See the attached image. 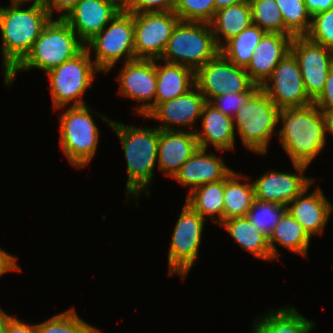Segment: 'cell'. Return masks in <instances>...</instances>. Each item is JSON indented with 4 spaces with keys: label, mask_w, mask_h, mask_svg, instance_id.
Instances as JSON below:
<instances>
[{
    "label": "cell",
    "mask_w": 333,
    "mask_h": 333,
    "mask_svg": "<svg viewBox=\"0 0 333 333\" xmlns=\"http://www.w3.org/2000/svg\"><path fill=\"white\" fill-rule=\"evenodd\" d=\"M279 108H301L313 104L307 95L298 60L290 51L260 87Z\"/></svg>",
    "instance_id": "obj_13"
},
{
    "label": "cell",
    "mask_w": 333,
    "mask_h": 333,
    "mask_svg": "<svg viewBox=\"0 0 333 333\" xmlns=\"http://www.w3.org/2000/svg\"><path fill=\"white\" fill-rule=\"evenodd\" d=\"M305 36L333 50V8L313 15L310 30Z\"/></svg>",
    "instance_id": "obj_37"
},
{
    "label": "cell",
    "mask_w": 333,
    "mask_h": 333,
    "mask_svg": "<svg viewBox=\"0 0 333 333\" xmlns=\"http://www.w3.org/2000/svg\"><path fill=\"white\" fill-rule=\"evenodd\" d=\"M292 164L297 171L296 174L269 170L252 181L255 199L287 207L296 196L312 186L315 179L303 176L309 166L300 163Z\"/></svg>",
    "instance_id": "obj_16"
},
{
    "label": "cell",
    "mask_w": 333,
    "mask_h": 333,
    "mask_svg": "<svg viewBox=\"0 0 333 333\" xmlns=\"http://www.w3.org/2000/svg\"><path fill=\"white\" fill-rule=\"evenodd\" d=\"M260 87L255 85L248 93H225L223 95L215 97L210 103H212L218 110L224 115L234 118L240 107H243L247 100L259 89Z\"/></svg>",
    "instance_id": "obj_38"
},
{
    "label": "cell",
    "mask_w": 333,
    "mask_h": 333,
    "mask_svg": "<svg viewBox=\"0 0 333 333\" xmlns=\"http://www.w3.org/2000/svg\"><path fill=\"white\" fill-rule=\"evenodd\" d=\"M176 0H129L123 8L133 14L154 11H174Z\"/></svg>",
    "instance_id": "obj_39"
},
{
    "label": "cell",
    "mask_w": 333,
    "mask_h": 333,
    "mask_svg": "<svg viewBox=\"0 0 333 333\" xmlns=\"http://www.w3.org/2000/svg\"><path fill=\"white\" fill-rule=\"evenodd\" d=\"M251 24V7L248 0L216 10L210 22L219 49Z\"/></svg>",
    "instance_id": "obj_26"
},
{
    "label": "cell",
    "mask_w": 333,
    "mask_h": 333,
    "mask_svg": "<svg viewBox=\"0 0 333 333\" xmlns=\"http://www.w3.org/2000/svg\"><path fill=\"white\" fill-rule=\"evenodd\" d=\"M75 311L72 308L38 323V333H101L99 329L80 318Z\"/></svg>",
    "instance_id": "obj_33"
},
{
    "label": "cell",
    "mask_w": 333,
    "mask_h": 333,
    "mask_svg": "<svg viewBox=\"0 0 333 333\" xmlns=\"http://www.w3.org/2000/svg\"><path fill=\"white\" fill-rule=\"evenodd\" d=\"M252 23L266 33L292 34L284 25L281 11L275 0H248Z\"/></svg>",
    "instance_id": "obj_32"
},
{
    "label": "cell",
    "mask_w": 333,
    "mask_h": 333,
    "mask_svg": "<svg viewBox=\"0 0 333 333\" xmlns=\"http://www.w3.org/2000/svg\"><path fill=\"white\" fill-rule=\"evenodd\" d=\"M21 5L24 3L11 0L10 6H0L4 78L31 51L34 42L51 19L46 7L32 4L27 9H21Z\"/></svg>",
    "instance_id": "obj_2"
},
{
    "label": "cell",
    "mask_w": 333,
    "mask_h": 333,
    "mask_svg": "<svg viewBox=\"0 0 333 333\" xmlns=\"http://www.w3.org/2000/svg\"><path fill=\"white\" fill-rule=\"evenodd\" d=\"M232 172L221 157L208 153L207 149L198 148L172 179L190 186L192 191L203 184L226 179Z\"/></svg>",
    "instance_id": "obj_22"
},
{
    "label": "cell",
    "mask_w": 333,
    "mask_h": 333,
    "mask_svg": "<svg viewBox=\"0 0 333 333\" xmlns=\"http://www.w3.org/2000/svg\"><path fill=\"white\" fill-rule=\"evenodd\" d=\"M84 48L85 43L64 19L51 18L34 42L31 51L4 78V83L10 86L17 73L34 68L48 73L78 55Z\"/></svg>",
    "instance_id": "obj_4"
},
{
    "label": "cell",
    "mask_w": 333,
    "mask_h": 333,
    "mask_svg": "<svg viewBox=\"0 0 333 333\" xmlns=\"http://www.w3.org/2000/svg\"><path fill=\"white\" fill-rule=\"evenodd\" d=\"M17 258L0 248V262H18Z\"/></svg>",
    "instance_id": "obj_48"
},
{
    "label": "cell",
    "mask_w": 333,
    "mask_h": 333,
    "mask_svg": "<svg viewBox=\"0 0 333 333\" xmlns=\"http://www.w3.org/2000/svg\"><path fill=\"white\" fill-rule=\"evenodd\" d=\"M205 220L187 203L183 205L171 238L168 275L179 274L181 280H185L194 262L199 258Z\"/></svg>",
    "instance_id": "obj_10"
},
{
    "label": "cell",
    "mask_w": 333,
    "mask_h": 333,
    "mask_svg": "<svg viewBox=\"0 0 333 333\" xmlns=\"http://www.w3.org/2000/svg\"><path fill=\"white\" fill-rule=\"evenodd\" d=\"M278 139L292 163L309 166L326 145L323 111L314 103L301 108L280 109Z\"/></svg>",
    "instance_id": "obj_3"
},
{
    "label": "cell",
    "mask_w": 333,
    "mask_h": 333,
    "mask_svg": "<svg viewBox=\"0 0 333 333\" xmlns=\"http://www.w3.org/2000/svg\"><path fill=\"white\" fill-rule=\"evenodd\" d=\"M85 48L93 50L97 68L107 73L118 60H135L134 14L122 9L99 33L85 43Z\"/></svg>",
    "instance_id": "obj_9"
},
{
    "label": "cell",
    "mask_w": 333,
    "mask_h": 333,
    "mask_svg": "<svg viewBox=\"0 0 333 333\" xmlns=\"http://www.w3.org/2000/svg\"><path fill=\"white\" fill-rule=\"evenodd\" d=\"M195 86L206 102L225 93H248L255 84L243 67L236 66L220 52L195 71Z\"/></svg>",
    "instance_id": "obj_11"
},
{
    "label": "cell",
    "mask_w": 333,
    "mask_h": 333,
    "mask_svg": "<svg viewBox=\"0 0 333 333\" xmlns=\"http://www.w3.org/2000/svg\"><path fill=\"white\" fill-rule=\"evenodd\" d=\"M219 52L210 23L180 21L157 61L184 65L196 71Z\"/></svg>",
    "instance_id": "obj_5"
},
{
    "label": "cell",
    "mask_w": 333,
    "mask_h": 333,
    "mask_svg": "<svg viewBox=\"0 0 333 333\" xmlns=\"http://www.w3.org/2000/svg\"><path fill=\"white\" fill-rule=\"evenodd\" d=\"M79 1L80 0H51L46 9L48 10L51 18H53V11L55 10L56 12H59L57 18L63 19Z\"/></svg>",
    "instance_id": "obj_41"
},
{
    "label": "cell",
    "mask_w": 333,
    "mask_h": 333,
    "mask_svg": "<svg viewBox=\"0 0 333 333\" xmlns=\"http://www.w3.org/2000/svg\"><path fill=\"white\" fill-rule=\"evenodd\" d=\"M307 10L313 16L333 8V0H304Z\"/></svg>",
    "instance_id": "obj_43"
},
{
    "label": "cell",
    "mask_w": 333,
    "mask_h": 333,
    "mask_svg": "<svg viewBox=\"0 0 333 333\" xmlns=\"http://www.w3.org/2000/svg\"><path fill=\"white\" fill-rule=\"evenodd\" d=\"M181 20L173 11L134 14L136 59H160L173 30Z\"/></svg>",
    "instance_id": "obj_12"
},
{
    "label": "cell",
    "mask_w": 333,
    "mask_h": 333,
    "mask_svg": "<svg viewBox=\"0 0 333 333\" xmlns=\"http://www.w3.org/2000/svg\"><path fill=\"white\" fill-rule=\"evenodd\" d=\"M325 117L326 133L333 136V112H323Z\"/></svg>",
    "instance_id": "obj_47"
},
{
    "label": "cell",
    "mask_w": 333,
    "mask_h": 333,
    "mask_svg": "<svg viewBox=\"0 0 333 333\" xmlns=\"http://www.w3.org/2000/svg\"><path fill=\"white\" fill-rule=\"evenodd\" d=\"M220 225L240 245V248L264 261H274L268 237L257 229L246 216L224 220Z\"/></svg>",
    "instance_id": "obj_28"
},
{
    "label": "cell",
    "mask_w": 333,
    "mask_h": 333,
    "mask_svg": "<svg viewBox=\"0 0 333 333\" xmlns=\"http://www.w3.org/2000/svg\"><path fill=\"white\" fill-rule=\"evenodd\" d=\"M12 317L0 308V333H6L8 323Z\"/></svg>",
    "instance_id": "obj_45"
},
{
    "label": "cell",
    "mask_w": 333,
    "mask_h": 333,
    "mask_svg": "<svg viewBox=\"0 0 333 333\" xmlns=\"http://www.w3.org/2000/svg\"><path fill=\"white\" fill-rule=\"evenodd\" d=\"M206 103L204 95L194 86L188 92L170 101L158 104L145 118L162 121L157 126L160 130H189L193 129L197 119H201L203 105ZM173 125L188 127L176 128ZM192 127V128H191Z\"/></svg>",
    "instance_id": "obj_17"
},
{
    "label": "cell",
    "mask_w": 333,
    "mask_h": 333,
    "mask_svg": "<svg viewBox=\"0 0 333 333\" xmlns=\"http://www.w3.org/2000/svg\"><path fill=\"white\" fill-rule=\"evenodd\" d=\"M114 1H116L120 6L124 8L129 0H114Z\"/></svg>",
    "instance_id": "obj_50"
},
{
    "label": "cell",
    "mask_w": 333,
    "mask_h": 333,
    "mask_svg": "<svg viewBox=\"0 0 333 333\" xmlns=\"http://www.w3.org/2000/svg\"><path fill=\"white\" fill-rule=\"evenodd\" d=\"M293 34L266 33L245 68L251 81L261 87L290 52Z\"/></svg>",
    "instance_id": "obj_19"
},
{
    "label": "cell",
    "mask_w": 333,
    "mask_h": 333,
    "mask_svg": "<svg viewBox=\"0 0 333 333\" xmlns=\"http://www.w3.org/2000/svg\"><path fill=\"white\" fill-rule=\"evenodd\" d=\"M6 333H38L37 323L28 324L25 321L12 317L8 323Z\"/></svg>",
    "instance_id": "obj_42"
},
{
    "label": "cell",
    "mask_w": 333,
    "mask_h": 333,
    "mask_svg": "<svg viewBox=\"0 0 333 333\" xmlns=\"http://www.w3.org/2000/svg\"><path fill=\"white\" fill-rule=\"evenodd\" d=\"M290 51L298 60L307 95L314 102L322 93L328 72L333 67V50L306 36H294Z\"/></svg>",
    "instance_id": "obj_15"
},
{
    "label": "cell",
    "mask_w": 333,
    "mask_h": 333,
    "mask_svg": "<svg viewBox=\"0 0 333 333\" xmlns=\"http://www.w3.org/2000/svg\"><path fill=\"white\" fill-rule=\"evenodd\" d=\"M313 103L323 112H333V67L328 72L322 93Z\"/></svg>",
    "instance_id": "obj_40"
},
{
    "label": "cell",
    "mask_w": 333,
    "mask_h": 333,
    "mask_svg": "<svg viewBox=\"0 0 333 333\" xmlns=\"http://www.w3.org/2000/svg\"><path fill=\"white\" fill-rule=\"evenodd\" d=\"M246 179L249 178L235 171L224 179V220L246 216L252 207L254 188L252 180L244 183Z\"/></svg>",
    "instance_id": "obj_30"
},
{
    "label": "cell",
    "mask_w": 333,
    "mask_h": 333,
    "mask_svg": "<svg viewBox=\"0 0 333 333\" xmlns=\"http://www.w3.org/2000/svg\"><path fill=\"white\" fill-rule=\"evenodd\" d=\"M173 12L184 22L210 23L216 8L214 0H176Z\"/></svg>",
    "instance_id": "obj_36"
},
{
    "label": "cell",
    "mask_w": 333,
    "mask_h": 333,
    "mask_svg": "<svg viewBox=\"0 0 333 333\" xmlns=\"http://www.w3.org/2000/svg\"><path fill=\"white\" fill-rule=\"evenodd\" d=\"M185 203L204 219L211 216L210 220L220 225L224 221V179L193 189Z\"/></svg>",
    "instance_id": "obj_29"
},
{
    "label": "cell",
    "mask_w": 333,
    "mask_h": 333,
    "mask_svg": "<svg viewBox=\"0 0 333 333\" xmlns=\"http://www.w3.org/2000/svg\"><path fill=\"white\" fill-rule=\"evenodd\" d=\"M199 148L196 135L189 130H160L158 169L173 178L185 161Z\"/></svg>",
    "instance_id": "obj_20"
},
{
    "label": "cell",
    "mask_w": 333,
    "mask_h": 333,
    "mask_svg": "<svg viewBox=\"0 0 333 333\" xmlns=\"http://www.w3.org/2000/svg\"><path fill=\"white\" fill-rule=\"evenodd\" d=\"M244 0H214L216 10H220L222 8H226L228 6L237 4Z\"/></svg>",
    "instance_id": "obj_46"
},
{
    "label": "cell",
    "mask_w": 333,
    "mask_h": 333,
    "mask_svg": "<svg viewBox=\"0 0 333 333\" xmlns=\"http://www.w3.org/2000/svg\"><path fill=\"white\" fill-rule=\"evenodd\" d=\"M279 112L280 109L259 88L233 118L234 130L237 128L242 144L253 153L267 154L269 140L279 123Z\"/></svg>",
    "instance_id": "obj_6"
},
{
    "label": "cell",
    "mask_w": 333,
    "mask_h": 333,
    "mask_svg": "<svg viewBox=\"0 0 333 333\" xmlns=\"http://www.w3.org/2000/svg\"><path fill=\"white\" fill-rule=\"evenodd\" d=\"M281 11L285 27L294 36H305L311 27L312 15L304 0H275Z\"/></svg>",
    "instance_id": "obj_34"
},
{
    "label": "cell",
    "mask_w": 333,
    "mask_h": 333,
    "mask_svg": "<svg viewBox=\"0 0 333 333\" xmlns=\"http://www.w3.org/2000/svg\"><path fill=\"white\" fill-rule=\"evenodd\" d=\"M200 118L203 129L194 131L199 148L207 149L212 145L218 151L234 149L236 133L233 118L224 115L210 102L203 105Z\"/></svg>",
    "instance_id": "obj_23"
},
{
    "label": "cell",
    "mask_w": 333,
    "mask_h": 333,
    "mask_svg": "<svg viewBox=\"0 0 333 333\" xmlns=\"http://www.w3.org/2000/svg\"><path fill=\"white\" fill-rule=\"evenodd\" d=\"M256 318L258 321L254 319L251 333H310L315 327L312 320L287 305Z\"/></svg>",
    "instance_id": "obj_25"
},
{
    "label": "cell",
    "mask_w": 333,
    "mask_h": 333,
    "mask_svg": "<svg viewBox=\"0 0 333 333\" xmlns=\"http://www.w3.org/2000/svg\"><path fill=\"white\" fill-rule=\"evenodd\" d=\"M22 3L28 2L29 0H19ZM34 5H40L43 7H47L51 0H32Z\"/></svg>",
    "instance_id": "obj_49"
},
{
    "label": "cell",
    "mask_w": 333,
    "mask_h": 333,
    "mask_svg": "<svg viewBox=\"0 0 333 333\" xmlns=\"http://www.w3.org/2000/svg\"><path fill=\"white\" fill-rule=\"evenodd\" d=\"M156 59H135L124 62L116 78L122 96L136 100V114L146 117L155 108L157 91ZM153 100V101H152Z\"/></svg>",
    "instance_id": "obj_14"
},
{
    "label": "cell",
    "mask_w": 333,
    "mask_h": 333,
    "mask_svg": "<svg viewBox=\"0 0 333 333\" xmlns=\"http://www.w3.org/2000/svg\"><path fill=\"white\" fill-rule=\"evenodd\" d=\"M156 62L157 91L155 107L185 94L195 86V71L191 68L165 62Z\"/></svg>",
    "instance_id": "obj_24"
},
{
    "label": "cell",
    "mask_w": 333,
    "mask_h": 333,
    "mask_svg": "<svg viewBox=\"0 0 333 333\" xmlns=\"http://www.w3.org/2000/svg\"><path fill=\"white\" fill-rule=\"evenodd\" d=\"M9 271H21L17 262H0V276H3Z\"/></svg>",
    "instance_id": "obj_44"
},
{
    "label": "cell",
    "mask_w": 333,
    "mask_h": 333,
    "mask_svg": "<svg viewBox=\"0 0 333 333\" xmlns=\"http://www.w3.org/2000/svg\"><path fill=\"white\" fill-rule=\"evenodd\" d=\"M63 108L65 111L59 116V144L70 164L82 169L97 151L99 130L91 116L95 112L87 105Z\"/></svg>",
    "instance_id": "obj_7"
},
{
    "label": "cell",
    "mask_w": 333,
    "mask_h": 333,
    "mask_svg": "<svg viewBox=\"0 0 333 333\" xmlns=\"http://www.w3.org/2000/svg\"><path fill=\"white\" fill-rule=\"evenodd\" d=\"M92 53L84 48L78 55L68 59L47 73L50 95L55 110L62 107L86 105L83 95L92 88L94 74L101 71L92 60Z\"/></svg>",
    "instance_id": "obj_8"
},
{
    "label": "cell",
    "mask_w": 333,
    "mask_h": 333,
    "mask_svg": "<svg viewBox=\"0 0 333 333\" xmlns=\"http://www.w3.org/2000/svg\"><path fill=\"white\" fill-rule=\"evenodd\" d=\"M113 129L124 149L127 166L126 199L129 194L139 199L153 182L154 166L158 161L159 128L136 127L116 122L96 112Z\"/></svg>",
    "instance_id": "obj_1"
},
{
    "label": "cell",
    "mask_w": 333,
    "mask_h": 333,
    "mask_svg": "<svg viewBox=\"0 0 333 333\" xmlns=\"http://www.w3.org/2000/svg\"><path fill=\"white\" fill-rule=\"evenodd\" d=\"M266 34L258 25L251 24L241 33L227 41L219 50L233 64L246 68L263 36Z\"/></svg>",
    "instance_id": "obj_31"
},
{
    "label": "cell",
    "mask_w": 333,
    "mask_h": 333,
    "mask_svg": "<svg viewBox=\"0 0 333 333\" xmlns=\"http://www.w3.org/2000/svg\"><path fill=\"white\" fill-rule=\"evenodd\" d=\"M310 239L311 237L302 225L286 211L268 237L272 259L279 260V251L275 243L307 258L306 254L309 250Z\"/></svg>",
    "instance_id": "obj_27"
},
{
    "label": "cell",
    "mask_w": 333,
    "mask_h": 333,
    "mask_svg": "<svg viewBox=\"0 0 333 333\" xmlns=\"http://www.w3.org/2000/svg\"><path fill=\"white\" fill-rule=\"evenodd\" d=\"M309 188L310 186L287 205V211L312 238V235H321L326 229L333 206L321 188L317 186L308 194Z\"/></svg>",
    "instance_id": "obj_21"
},
{
    "label": "cell",
    "mask_w": 333,
    "mask_h": 333,
    "mask_svg": "<svg viewBox=\"0 0 333 333\" xmlns=\"http://www.w3.org/2000/svg\"><path fill=\"white\" fill-rule=\"evenodd\" d=\"M286 211V206L255 199L246 217L257 229L269 237Z\"/></svg>",
    "instance_id": "obj_35"
},
{
    "label": "cell",
    "mask_w": 333,
    "mask_h": 333,
    "mask_svg": "<svg viewBox=\"0 0 333 333\" xmlns=\"http://www.w3.org/2000/svg\"><path fill=\"white\" fill-rule=\"evenodd\" d=\"M123 9L114 0H80L63 19L79 38L88 42Z\"/></svg>",
    "instance_id": "obj_18"
}]
</instances>
